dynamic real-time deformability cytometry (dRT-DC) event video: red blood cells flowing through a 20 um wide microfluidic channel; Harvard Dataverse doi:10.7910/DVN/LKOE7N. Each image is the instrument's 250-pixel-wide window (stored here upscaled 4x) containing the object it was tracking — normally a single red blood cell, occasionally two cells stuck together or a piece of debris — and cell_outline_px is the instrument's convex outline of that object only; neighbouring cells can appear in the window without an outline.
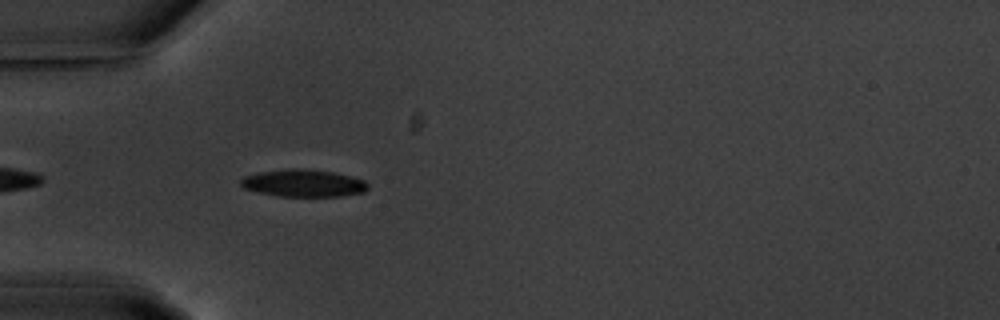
{"species": "common noctule bat (a hibernating species)", "species_latin": "Nyctalus noctula", "temperature_condition": "warm", "stored_images_in_passage": 4, "camera_frame_rate_fps": 3000, "um_per_image_px": 0.085, "animal": {"sex": "male", "body_mass_g": 20.1, "forearm_length_mm": 53.5}, "frame": {"image": 1, "passage_image": 1, "time_ms": 0.0, "image_size_px": [1000, 320], "cell_outline_px": [[368, 188], [364, 192], [340, 196], [276, 196], [244, 188], [240, 184], [240, 180], [244, 176], [256, 172], [288, 168], [300, 168], [332, 172], [352, 176], [364, 180], [368, 184]], "centroid_in_image_um": [25.77, 15.56], "position_along_channel_um": 59.2, "area_um2": 20.29}}